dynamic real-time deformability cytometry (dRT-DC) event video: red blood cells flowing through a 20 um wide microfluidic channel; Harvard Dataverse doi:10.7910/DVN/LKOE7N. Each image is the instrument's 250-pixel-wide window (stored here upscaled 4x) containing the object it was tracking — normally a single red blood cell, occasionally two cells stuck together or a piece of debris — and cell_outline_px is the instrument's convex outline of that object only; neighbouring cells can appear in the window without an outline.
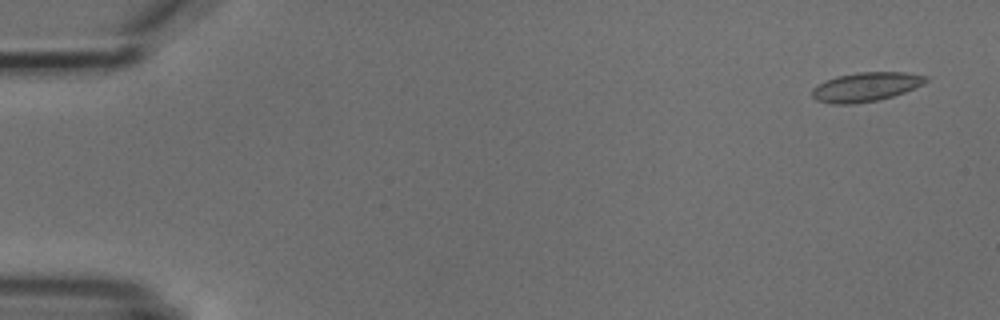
{"species": "common noctule bat (a hibernating species)", "species_latin": "Nyctalus noctula", "temperature_condition": "cold", "stored_images_in_passage": 5, "camera_frame_rate_fps": 3000, "um_per_image_px": 0.085, "animal": {"sex": "male", "body_mass_g": 18.8}, "frame": {"image": 1, "passage_image": 1, "time_ms": 0.0, "image_size_px": [1000, 320], "cell_outline_px": [[928, 80], [904, 92], [892, 96], [876, 100], [852, 104], [832, 104], [816, 100], [812, 96], [812, 88], [836, 76], [856, 72], [904, 72], [928, 76]], "centroid_in_image_um": [73.56, 7.38], "position_along_channel_um": 11.4, "area_um2": 19.02}}